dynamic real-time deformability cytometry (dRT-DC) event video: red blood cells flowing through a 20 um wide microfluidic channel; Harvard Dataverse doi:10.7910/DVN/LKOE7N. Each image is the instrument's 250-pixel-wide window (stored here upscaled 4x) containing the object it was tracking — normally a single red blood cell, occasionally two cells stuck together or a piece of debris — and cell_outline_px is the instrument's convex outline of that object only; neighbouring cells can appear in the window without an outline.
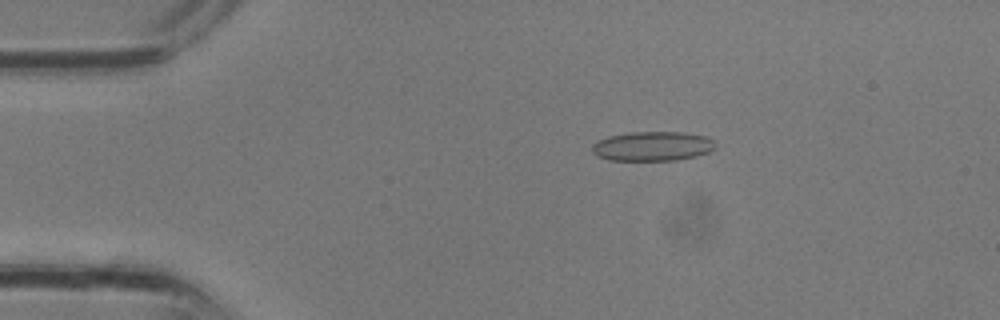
{"species": "common noctule bat (a hibernating species)", "species_latin": "Nyctalus noctula", "temperature_condition": "room temperature", "stored_images_in_passage": 32, "camera_frame_rate_fps": 3000, "um_per_image_px": 0.085, "animal": {"sex": "male", "body_mass_g": 13.3}, "frame": {"image": 1, "passage_image": 6, "time_ms": 1.667, "image_size_px": [1000, 320], "cell_outline_px": [[716, 148], [708, 152], [696, 156], [676, 160], [608, 160], [596, 156], [592, 152], [592, 144], [608, 136], [628, 132], [684, 132], [708, 136], [716, 144]], "centroid_in_image_um": [55.47, 12.42], "position_along_channel_um": 29.5, "area_um2": 21.33}}
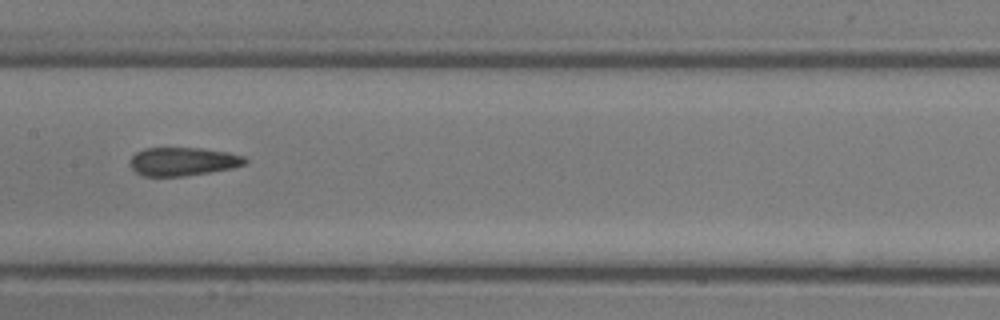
{"frame": {"image": 2, "passage_image": 16, "time_ms": 5.0, "image_size_px": [1000, 320], "cell_outline_px": [[248, 160], [244, 164], [232, 168], [184, 176], [144, 176], [136, 172], [128, 164], [132, 156], [136, 152], [144, 148], [200, 148], [228, 152], [244, 156]], "centroid_in_image_um": [15.52, 13.72], "position_along_channel_um": 191.9, "area_um2": 19.02}}
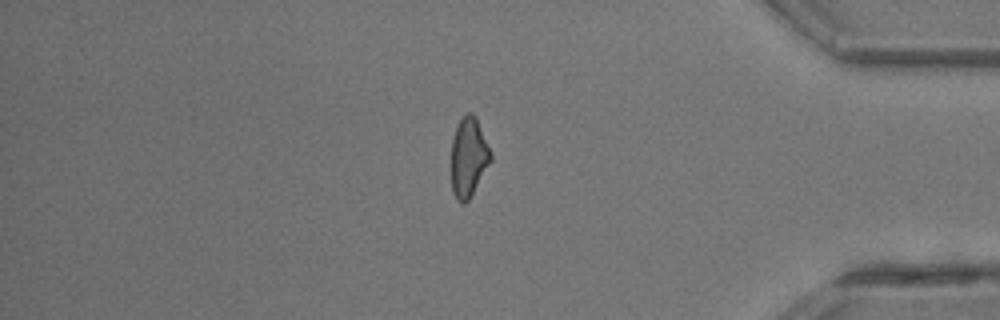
{"frame": {"image": 3, "passage_image": 27, "time_ms": 8.667, "image_size_px": [1000, 320], "cell_outline_px": [[492, 160], [468, 200], [464, 204], [460, 204], [456, 200], [452, 192], [452, 140], [456, 128], [460, 120], [468, 112], [472, 112], [476, 116], [492, 152]], "centroid_in_image_um": [39.84, 13.37], "position_along_channel_um": 395.4, "area_um2": 18.26}}